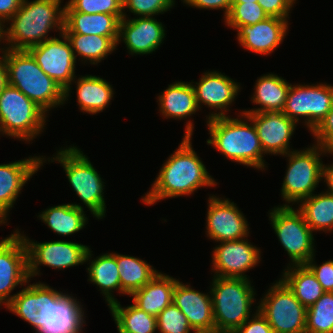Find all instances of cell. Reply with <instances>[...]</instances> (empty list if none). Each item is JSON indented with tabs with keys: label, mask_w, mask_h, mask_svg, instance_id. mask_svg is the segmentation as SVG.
<instances>
[{
	"label": "cell",
	"mask_w": 333,
	"mask_h": 333,
	"mask_svg": "<svg viewBox=\"0 0 333 333\" xmlns=\"http://www.w3.org/2000/svg\"><path fill=\"white\" fill-rule=\"evenodd\" d=\"M28 275V252L22 235L15 230L0 239V307L7 306L16 287L25 286ZM4 304V305H3Z\"/></svg>",
	"instance_id": "cell-13"
},
{
	"label": "cell",
	"mask_w": 333,
	"mask_h": 333,
	"mask_svg": "<svg viewBox=\"0 0 333 333\" xmlns=\"http://www.w3.org/2000/svg\"><path fill=\"white\" fill-rule=\"evenodd\" d=\"M252 3V2H258V0H232V3Z\"/></svg>",
	"instance_id": "cell-52"
},
{
	"label": "cell",
	"mask_w": 333,
	"mask_h": 333,
	"mask_svg": "<svg viewBox=\"0 0 333 333\" xmlns=\"http://www.w3.org/2000/svg\"><path fill=\"white\" fill-rule=\"evenodd\" d=\"M234 333H273V330L267 319L256 309L254 314Z\"/></svg>",
	"instance_id": "cell-45"
},
{
	"label": "cell",
	"mask_w": 333,
	"mask_h": 333,
	"mask_svg": "<svg viewBox=\"0 0 333 333\" xmlns=\"http://www.w3.org/2000/svg\"><path fill=\"white\" fill-rule=\"evenodd\" d=\"M7 66L8 85L19 89L48 115L65 104V90L36 63L27 50L3 51Z\"/></svg>",
	"instance_id": "cell-4"
},
{
	"label": "cell",
	"mask_w": 333,
	"mask_h": 333,
	"mask_svg": "<svg viewBox=\"0 0 333 333\" xmlns=\"http://www.w3.org/2000/svg\"><path fill=\"white\" fill-rule=\"evenodd\" d=\"M8 84L7 66L3 54L0 56V93Z\"/></svg>",
	"instance_id": "cell-49"
},
{
	"label": "cell",
	"mask_w": 333,
	"mask_h": 333,
	"mask_svg": "<svg viewBox=\"0 0 333 333\" xmlns=\"http://www.w3.org/2000/svg\"><path fill=\"white\" fill-rule=\"evenodd\" d=\"M162 118L173 120L191 119L199 111L195 90L191 82L175 81L157 96Z\"/></svg>",
	"instance_id": "cell-27"
},
{
	"label": "cell",
	"mask_w": 333,
	"mask_h": 333,
	"mask_svg": "<svg viewBox=\"0 0 333 333\" xmlns=\"http://www.w3.org/2000/svg\"><path fill=\"white\" fill-rule=\"evenodd\" d=\"M42 156H30L8 164H0V226L8 216L25 184L44 166Z\"/></svg>",
	"instance_id": "cell-20"
},
{
	"label": "cell",
	"mask_w": 333,
	"mask_h": 333,
	"mask_svg": "<svg viewBox=\"0 0 333 333\" xmlns=\"http://www.w3.org/2000/svg\"><path fill=\"white\" fill-rule=\"evenodd\" d=\"M190 330L188 319L174 303L157 316L158 333H190Z\"/></svg>",
	"instance_id": "cell-40"
},
{
	"label": "cell",
	"mask_w": 333,
	"mask_h": 333,
	"mask_svg": "<svg viewBox=\"0 0 333 333\" xmlns=\"http://www.w3.org/2000/svg\"><path fill=\"white\" fill-rule=\"evenodd\" d=\"M63 33H79L82 35L119 36V24L123 15L106 13L86 14L74 11L67 3Z\"/></svg>",
	"instance_id": "cell-28"
},
{
	"label": "cell",
	"mask_w": 333,
	"mask_h": 333,
	"mask_svg": "<svg viewBox=\"0 0 333 333\" xmlns=\"http://www.w3.org/2000/svg\"><path fill=\"white\" fill-rule=\"evenodd\" d=\"M333 107V85L326 82L291 84L282 112L297 124L301 122L310 133ZM300 121V122H299Z\"/></svg>",
	"instance_id": "cell-11"
},
{
	"label": "cell",
	"mask_w": 333,
	"mask_h": 333,
	"mask_svg": "<svg viewBox=\"0 0 333 333\" xmlns=\"http://www.w3.org/2000/svg\"><path fill=\"white\" fill-rule=\"evenodd\" d=\"M329 156H333V153H330ZM323 183L327 185L326 191L330 194H333V162L332 164H324L323 167Z\"/></svg>",
	"instance_id": "cell-48"
},
{
	"label": "cell",
	"mask_w": 333,
	"mask_h": 333,
	"mask_svg": "<svg viewBox=\"0 0 333 333\" xmlns=\"http://www.w3.org/2000/svg\"><path fill=\"white\" fill-rule=\"evenodd\" d=\"M122 2L123 18H128L130 15H127V12L132 13L135 17H153L164 14L174 8L176 0H122Z\"/></svg>",
	"instance_id": "cell-39"
},
{
	"label": "cell",
	"mask_w": 333,
	"mask_h": 333,
	"mask_svg": "<svg viewBox=\"0 0 333 333\" xmlns=\"http://www.w3.org/2000/svg\"><path fill=\"white\" fill-rule=\"evenodd\" d=\"M315 255L305 264L315 275L325 292H333V260L323 261L321 265L316 264Z\"/></svg>",
	"instance_id": "cell-42"
},
{
	"label": "cell",
	"mask_w": 333,
	"mask_h": 333,
	"mask_svg": "<svg viewBox=\"0 0 333 333\" xmlns=\"http://www.w3.org/2000/svg\"><path fill=\"white\" fill-rule=\"evenodd\" d=\"M185 123L181 143L166 159L151 188L141 198L146 206L168 198L190 196L201 187L213 188L218 184L192 146L193 120Z\"/></svg>",
	"instance_id": "cell-1"
},
{
	"label": "cell",
	"mask_w": 333,
	"mask_h": 333,
	"mask_svg": "<svg viewBox=\"0 0 333 333\" xmlns=\"http://www.w3.org/2000/svg\"><path fill=\"white\" fill-rule=\"evenodd\" d=\"M291 83L275 73H266L257 77L254 93L251 95L252 103L257 108L242 110L243 113L282 112L285 106L288 90Z\"/></svg>",
	"instance_id": "cell-30"
},
{
	"label": "cell",
	"mask_w": 333,
	"mask_h": 333,
	"mask_svg": "<svg viewBox=\"0 0 333 333\" xmlns=\"http://www.w3.org/2000/svg\"><path fill=\"white\" fill-rule=\"evenodd\" d=\"M183 4L189 5L188 7L196 9L207 10H223L224 20L228 16L231 10L232 0H181Z\"/></svg>",
	"instance_id": "cell-46"
},
{
	"label": "cell",
	"mask_w": 333,
	"mask_h": 333,
	"mask_svg": "<svg viewBox=\"0 0 333 333\" xmlns=\"http://www.w3.org/2000/svg\"><path fill=\"white\" fill-rule=\"evenodd\" d=\"M48 114L19 89L6 85L0 93V135L34 141L45 131Z\"/></svg>",
	"instance_id": "cell-8"
},
{
	"label": "cell",
	"mask_w": 333,
	"mask_h": 333,
	"mask_svg": "<svg viewBox=\"0 0 333 333\" xmlns=\"http://www.w3.org/2000/svg\"><path fill=\"white\" fill-rule=\"evenodd\" d=\"M209 195L206 213V235L220 243L250 236V228L243 212L236 203L224 196Z\"/></svg>",
	"instance_id": "cell-15"
},
{
	"label": "cell",
	"mask_w": 333,
	"mask_h": 333,
	"mask_svg": "<svg viewBox=\"0 0 333 333\" xmlns=\"http://www.w3.org/2000/svg\"><path fill=\"white\" fill-rule=\"evenodd\" d=\"M191 83L199 110H202L203 106L213 109V112L206 116V120L229 116L227 112L242 88L239 82L217 70H206L198 82L191 80Z\"/></svg>",
	"instance_id": "cell-16"
},
{
	"label": "cell",
	"mask_w": 333,
	"mask_h": 333,
	"mask_svg": "<svg viewBox=\"0 0 333 333\" xmlns=\"http://www.w3.org/2000/svg\"><path fill=\"white\" fill-rule=\"evenodd\" d=\"M77 297L49 286L48 323L37 333H83L85 310Z\"/></svg>",
	"instance_id": "cell-21"
},
{
	"label": "cell",
	"mask_w": 333,
	"mask_h": 333,
	"mask_svg": "<svg viewBox=\"0 0 333 333\" xmlns=\"http://www.w3.org/2000/svg\"><path fill=\"white\" fill-rule=\"evenodd\" d=\"M178 280L159 271L150 282L130 295L132 303L147 314L157 317L173 303V291Z\"/></svg>",
	"instance_id": "cell-29"
},
{
	"label": "cell",
	"mask_w": 333,
	"mask_h": 333,
	"mask_svg": "<svg viewBox=\"0 0 333 333\" xmlns=\"http://www.w3.org/2000/svg\"><path fill=\"white\" fill-rule=\"evenodd\" d=\"M23 237L28 252V275L31 278L39 276L40 266L55 270H64L85 264L89 246L66 240L35 242L24 235V231L16 229Z\"/></svg>",
	"instance_id": "cell-12"
},
{
	"label": "cell",
	"mask_w": 333,
	"mask_h": 333,
	"mask_svg": "<svg viewBox=\"0 0 333 333\" xmlns=\"http://www.w3.org/2000/svg\"><path fill=\"white\" fill-rule=\"evenodd\" d=\"M193 333H221L219 332L215 327H210V328H192V330H190Z\"/></svg>",
	"instance_id": "cell-50"
},
{
	"label": "cell",
	"mask_w": 333,
	"mask_h": 333,
	"mask_svg": "<svg viewBox=\"0 0 333 333\" xmlns=\"http://www.w3.org/2000/svg\"><path fill=\"white\" fill-rule=\"evenodd\" d=\"M164 24L155 17L122 18L117 47L123 42L129 55H148L161 47L166 37Z\"/></svg>",
	"instance_id": "cell-18"
},
{
	"label": "cell",
	"mask_w": 333,
	"mask_h": 333,
	"mask_svg": "<svg viewBox=\"0 0 333 333\" xmlns=\"http://www.w3.org/2000/svg\"><path fill=\"white\" fill-rule=\"evenodd\" d=\"M212 250L213 276L250 279L245 273L261 261L260 247L246 238L218 243Z\"/></svg>",
	"instance_id": "cell-17"
},
{
	"label": "cell",
	"mask_w": 333,
	"mask_h": 333,
	"mask_svg": "<svg viewBox=\"0 0 333 333\" xmlns=\"http://www.w3.org/2000/svg\"><path fill=\"white\" fill-rule=\"evenodd\" d=\"M280 278L306 308L313 305L324 293L315 275L306 265L288 266Z\"/></svg>",
	"instance_id": "cell-33"
},
{
	"label": "cell",
	"mask_w": 333,
	"mask_h": 333,
	"mask_svg": "<svg viewBox=\"0 0 333 333\" xmlns=\"http://www.w3.org/2000/svg\"><path fill=\"white\" fill-rule=\"evenodd\" d=\"M66 3L74 11L86 14L123 15L122 0H68Z\"/></svg>",
	"instance_id": "cell-41"
},
{
	"label": "cell",
	"mask_w": 333,
	"mask_h": 333,
	"mask_svg": "<svg viewBox=\"0 0 333 333\" xmlns=\"http://www.w3.org/2000/svg\"><path fill=\"white\" fill-rule=\"evenodd\" d=\"M4 24L0 21V54L3 53V51L6 49L5 46H4V40H5V29H4ZM2 41V42H1ZM3 43V48L1 46V44Z\"/></svg>",
	"instance_id": "cell-51"
},
{
	"label": "cell",
	"mask_w": 333,
	"mask_h": 333,
	"mask_svg": "<svg viewBox=\"0 0 333 333\" xmlns=\"http://www.w3.org/2000/svg\"><path fill=\"white\" fill-rule=\"evenodd\" d=\"M206 124L210 135L206 140L208 146H213L220 155L231 162L258 171L267 170L268 164L264 159L266 154L261 147L256 128L242 110L236 118L216 117L208 119Z\"/></svg>",
	"instance_id": "cell-2"
},
{
	"label": "cell",
	"mask_w": 333,
	"mask_h": 333,
	"mask_svg": "<svg viewBox=\"0 0 333 333\" xmlns=\"http://www.w3.org/2000/svg\"><path fill=\"white\" fill-rule=\"evenodd\" d=\"M81 204L65 203L46 208L38 213L41 220L51 231L62 236H71L77 233L88 224V218Z\"/></svg>",
	"instance_id": "cell-31"
},
{
	"label": "cell",
	"mask_w": 333,
	"mask_h": 333,
	"mask_svg": "<svg viewBox=\"0 0 333 333\" xmlns=\"http://www.w3.org/2000/svg\"><path fill=\"white\" fill-rule=\"evenodd\" d=\"M307 225L313 232L333 231V194L327 191L309 196L298 204Z\"/></svg>",
	"instance_id": "cell-35"
},
{
	"label": "cell",
	"mask_w": 333,
	"mask_h": 333,
	"mask_svg": "<svg viewBox=\"0 0 333 333\" xmlns=\"http://www.w3.org/2000/svg\"><path fill=\"white\" fill-rule=\"evenodd\" d=\"M173 303L186 316L192 328L215 327L210 291L200 292L178 280L173 291Z\"/></svg>",
	"instance_id": "cell-25"
},
{
	"label": "cell",
	"mask_w": 333,
	"mask_h": 333,
	"mask_svg": "<svg viewBox=\"0 0 333 333\" xmlns=\"http://www.w3.org/2000/svg\"><path fill=\"white\" fill-rule=\"evenodd\" d=\"M53 156L42 157V164L47 161L51 163L57 161L56 163L63 167L69 184L85 208H88L96 219L105 218L107 208L104 198L105 182L88 156L74 144L59 148Z\"/></svg>",
	"instance_id": "cell-5"
},
{
	"label": "cell",
	"mask_w": 333,
	"mask_h": 333,
	"mask_svg": "<svg viewBox=\"0 0 333 333\" xmlns=\"http://www.w3.org/2000/svg\"><path fill=\"white\" fill-rule=\"evenodd\" d=\"M297 0H258V4L269 17L289 19L292 7Z\"/></svg>",
	"instance_id": "cell-44"
},
{
	"label": "cell",
	"mask_w": 333,
	"mask_h": 333,
	"mask_svg": "<svg viewBox=\"0 0 333 333\" xmlns=\"http://www.w3.org/2000/svg\"><path fill=\"white\" fill-rule=\"evenodd\" d=\"M310 134L315 139L314 143L333 153V107Z\"/></svg>",
	"instance_id": "cell-43"
},
{
	"label": "cell",
	"mask_w": 333,
	"mask_h": 333,
	"mask_svg": "<svg viewBox=\"0 0 333 333\" xmlns=\"http://www.w3.org/2000/svg\"><path fill=\"white\" fill-rule=\"evenodd\" d=\"M69 40L74 56L80 57L83 64L87 62L97 65L106 59L108 55L117 50L118 37H106L101 35H82L79 33H64Z\"/></svg>",
	"instance_id": "cell-32"
},
{
	"label": "cell",
	"mask_w": 333,
	"mask_h": 333,
	"mask_svg": "<svg viewBox=\"0 0 333 333\" xmlns=\"http://www.w3.org/2000/svg\"><path fill=\"white\" fill-rule=\"evenodd\" d=\"M256 128L261 147L266 155H285L294 150L290 140L297 123L283 112L243 113Z\"/></svg>",
	"instance_id": "cell-19"
},
{
	"label": "cell",
	"mask_w": 333,
	"mask_h": 333,
	"mask_svg": "<svg viewBox=\"0 0 333 333\" xmlns=\"http://www.w3.org/2000/svg\"><path fill=\"white\" fill-rule=\"evenodd\" d=\"M74 83L77 105L81 112L96 115L111 104L115 94L112 84L103 77L90 74L74 78L71 85L65 90V104L70 98Z\"/></svg>",
	"instance_id": "cell-24"
},
{
	"label": "cell",
	"mask_w": 333,
	"mask_h": 333,
	"mask_svg": "<svg viewBox=\"0 0 333 333\" xmlns=\"http://www.w3.org/2000/svg\"><path fill=\"white\" fill-rule=\"evenodd\" d=\"M118 333H131V332H128V331H125V330H118Z\"/></svg>",
	"instance_id": "cell-53"
},
{
	"label": "cell",
	"mask_w": 333,
	"mask_h": 333,
	"mask_svg": "<svg viewBox=\"0 0 333 333\" xmlns=\"http://www.w3.org/2000/svg\"><path fill=\"white\" fill-rule=\"evenodd\" d=\"M258 303L254 308L267 319L273 333H305L307 308L280 278Z\"/></svg>",
	"instance_id": "cell-10"
},
{
	"label": "cell",
	"mask_w": 333,
	"mask_h": 333,
	"mask_svg": "<svg viewBox=\"0 0 333 333\" xmlns=\"http://www.w3.org/2000/svg\"><path fill=\"white\" fill-rule=\"evenodd\" d=\"M268 17L258 2L232 3L230 13L225 18L224 24L237 30L240 26L254 25Z\"/></svg>",
	"instance_id": "cell-38"
},
{
	"label": "cell",
	"mask_w": 333,
	"mask_h": 333,
	"mask_svg": "<svg viewBox=\"0 0 333 333\" xmlns=\"http://www.w3.org/2000/svg\"><path fill=\"white\" fill-rule=\"evenodd\" d=\"M62 2L63 0H23L20 9L5 23V48L28 50L53 38L48 37L52 29L63 33L65 6Z\"/></svg>",
	"instance_id": "cell-3"
},
{
	"label": "cell",
	"mask_w": 333,
	"mask_h": 333,
	"mask_svg": "<svg viewBox=\"0 0 333 333\" xmlns=\"http://www.w3.org/2000/svg\"><path fill=\"white\" fill-rule=\"evenodd\" d=\"M268 217L278 241L290 258L286 267L305 265L313 255H316L314 232L298 208L274 206L270 209Z\"/></svg>",
	"instance_id": "cell-9"
},
{
	"label": "cell",
	"mask_w": 333,
	"mask_h": 333,
	"mask_svg": "<svg viewBox=\"0 0 333 333\" xmlns=\"http://www.w3.org/2000/svg\"><path fill=\"white\" fill-rule=\"evenodd\" d=\"M331 152L321 145L313 144L305 149L292 150L282 155L287 158V168L281 187L283 206L298 205L303 199L313 195L323 181L322 157ZM327 154V155H326Z\"/></svg>",
	"instance_id": "cell-7"
},
{
	"label": "cell",
	"mask_w": 333,
	"mask_h": 333,
	"mask_svg": "<svg viewBox=\"0 0 333 333\" xmlns=\"http://www.w3.org/2000/svg\"><path fill=\"white\" fill-rule=\"evenodd\" d=\"M92 252L91 248H89L85 259V264L89 262L86 268V272L89 275L87 281L99 287V291L109 307L112 303L118 301L113 294L114 291H118L121 295H126L121 290L120 275L116 263V252L102 253L96 258L92 256Z\"/></svg>",
	"instance_id": "cell-26"
},
{
	"label": "cell",
	"mask_w": 333,
	"mask_h": 333,
	"mask_svg": "<svg viewBox=\"0 0 333 333\" xmlns=\"http://www.w3.org/2000/svg\"><path fill=\"white\" fill-rule=\"evenodd\" d=\"M289 19L268 17L254 25L240 26L237 31V40L243 49L260 54L270 55L284 41L289 31Z\"/></svg>",
	"instance_id": "cell-22"
},
{
	"label": "cell",
	"mask_w": 333,
	"mask_h": 333,
	"mask_svg": "<svg viewBox=\"0 0 333 333\" xmlns=\"http://www.w3.org/2000/svg\"><path fill=\"white\" fill-rule=\"evenodd\" d=\"M212 278L209 289L215 328L221 333H234L253 315L252 305L256 301L253 282L245 278Z\"/></svg>",
	"instance_id": "cell-6"
},
{
	"label": "cell",
	"mask_w": 333,
	"mask_h": 333,
	"mask_svg": "<svg viewBox=\"0 0 333 333\" xmlns=\"http://www.w3.org/2000/svg\"><path fill=\"white\" fill-rule=\"evenodd\" d=\"M121 290L128 296L141 289L159 272L147 261L134 256L116 253Z\"/></svg>",
	"instance_id": "cell-34"
},
{
	"label": "cell",
	"mask_w": 333,
	"mask_h": 333,
	"mask_svg": "<svg viewBox=\"0 0 333 333\" xmlns=\"http://www.w3.org/2000/svg\"><path fill=\"white\" fill-rule=\"evenodd\" d=\"M61 38V39H60ZM46 75L66 90L76 76V58L64 33L27 50Z\"/></svg>",
	"instance_id": "cell-14"
},
{
	"label": "cell",
	"mask_w": 333,
	"mask_h": 333,
	"mask_svg": "<svg viewBox=\"0 0 333 333\" xmlns=\"http://www.w3.org/2000/svg\"><path fill=\"white\" fill-rule=\"evenodd\" d=\"M305 333H333V292H325L307 308Z\"/></svg>",
	"instance_id": "cell-37"
},
{
	"label": "cell",
	"mask_w": 333,
	"mask_h": 333,
	"mask_svg": "<svg viewBox=\"0 0 333 333\" xmlns=\"http://www.w3.org/2000/svg\"><path fill=\"white\" fill-rule=\"evenodd\" d=\"M25 284L5 307L33 327L37 333L48 323L49 285L44 282Z\"/></svg>",
	"instance_id": "cell-23"
},
{
	"label": "cell",
	"mask_w": 333,
	"mask_h": 333,
	"mask_svg": "<svg viewBox=\"0 0 333 333\" xmlns=\"http://www.w3.org/2000/svg\"><path fill=\"white\" fill-rule=\"evenodd\" d=\"M117 330L131 333H156L157 317L147 314L134 304L122 306L119 301L109 307Z\"/></svg>",
	"instance_id": "cell-36"
},
{
	"label": "cell",
	"mask_w": 333,
	"mask_h": 333,
	"mask_svg": "<svg viewBox=\"0 0 333 333\" xmlns=\"http://www.w3.org/2000/svg\"><path fill=\"white\" fill-rule=\"evenodd\" d=\"M23 0H0V21L5 25L20 9Z\"/></svg>",
	"instance_id": "cell-47"
}]
</instances>
